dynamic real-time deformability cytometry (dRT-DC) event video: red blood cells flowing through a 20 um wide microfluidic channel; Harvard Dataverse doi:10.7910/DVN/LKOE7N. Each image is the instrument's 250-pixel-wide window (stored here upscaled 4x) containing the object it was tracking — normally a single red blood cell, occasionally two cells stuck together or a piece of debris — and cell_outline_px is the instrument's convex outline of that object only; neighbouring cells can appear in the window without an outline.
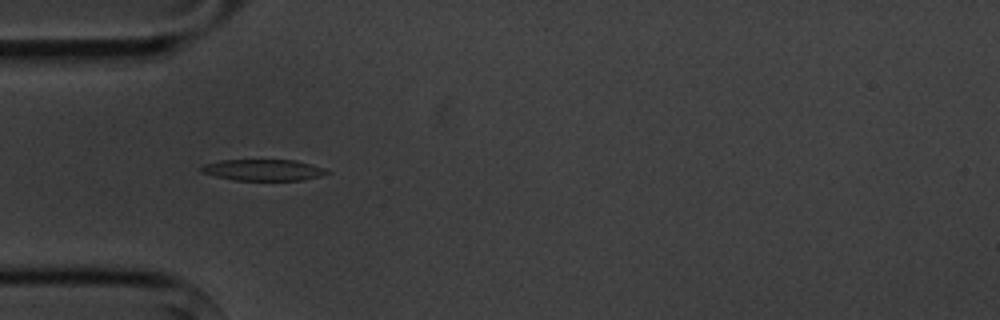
{"species": "common noctule bat (a hibernating species)", "species_latin": "Nyctalus noctula", "temperature_condition": "cold", "stored_images_in_passage": 5, "camera_frame_rate_fps": 3000, "um_per_image_px": 0.085, "animal": {"sex": "male", "body_mass_g": 20.1, "forearm_length_mm": 53.5}, "frame": {"image": 1, "passage_image": 4, "time_ms": 3.333, "image_size_px": [1000, 320], "cell_outline_px": [[328, 172], [320, 176], [304, 180], [236, 180], [216, 176], [200, 172], [200, 168], [204, 164], [220, 160], [292, 160], [324, 168]], "centroid_in_image_um": [22.32, 14.45], "position_along_channel_um": 62.7, "area_um2": 15.32}}
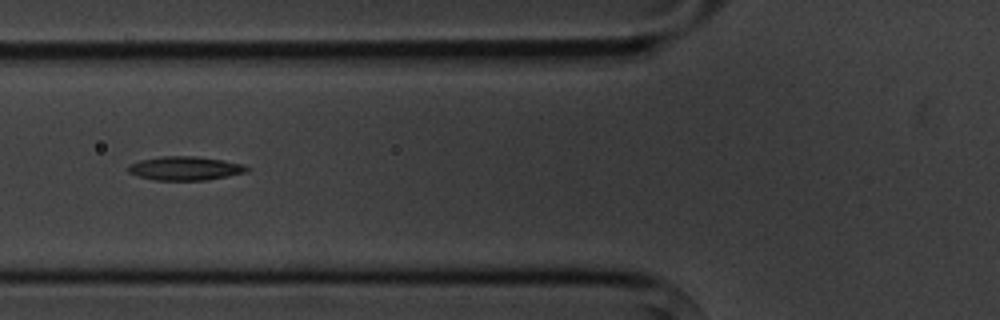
{"frame": {"image": 2, "passage_image": 5, "time_ms": 4.667, "image_size_px": [1000, 320], "cell_outline_px": [[252, 168], [248, 172], [208, 180], [152, 180], [136, 176], [128, 172], [128, 164], [140, 160], [160, 156], [196, 156], [224, 160], [244, 164]], "centroid_in_image_um": [15.75, 14.31], "position_along_channel_um": 110.0, "area_um2": 16.82}}